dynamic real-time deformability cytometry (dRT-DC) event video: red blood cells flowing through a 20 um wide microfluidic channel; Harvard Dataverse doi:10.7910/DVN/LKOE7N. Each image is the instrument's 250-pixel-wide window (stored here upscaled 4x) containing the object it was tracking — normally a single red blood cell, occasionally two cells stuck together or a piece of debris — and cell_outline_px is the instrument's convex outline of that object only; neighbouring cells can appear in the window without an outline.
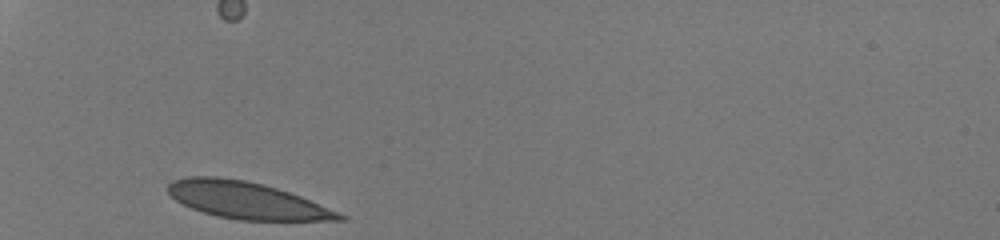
{"species": "human", "species_latin": "Homo sapiens", "temperature_condition": "room temperature", "stored_images_in_passage": 28, "camera_frame_rate_fps": 3000, "um_per_image_px": 0.085, "donor": {"sex": "male"}, "frame": {"image": 1, "passage_image": 1, "time_ms": 0.0, "image_size_px": [1000, 240], "cell_outline_px": [[348, 220], [240, 220], [216, 216], [192, 208], [176, 200], [168, 192], [168, 184], [172, 180], [188, 176], [216, 176], [244, 180], [264, 184], [300, 196], [348, 216]], "centroid_in_image_um": [20.96, 17.02], "position_along_channel_um": 64.0, "area_um2": 36.53}, "authors_computed_cell_mechanics": {"area_um2": 36.5007, "velocity_mm_per_s": 4.2027, "shape_relaxation_time_tau1_ms": 3.4259, "shape_relaxation_time_tau2_ms": 0.6797, "deformation_change_tau1": 0.1272, "deformation_change_tau2": 0.0463}}